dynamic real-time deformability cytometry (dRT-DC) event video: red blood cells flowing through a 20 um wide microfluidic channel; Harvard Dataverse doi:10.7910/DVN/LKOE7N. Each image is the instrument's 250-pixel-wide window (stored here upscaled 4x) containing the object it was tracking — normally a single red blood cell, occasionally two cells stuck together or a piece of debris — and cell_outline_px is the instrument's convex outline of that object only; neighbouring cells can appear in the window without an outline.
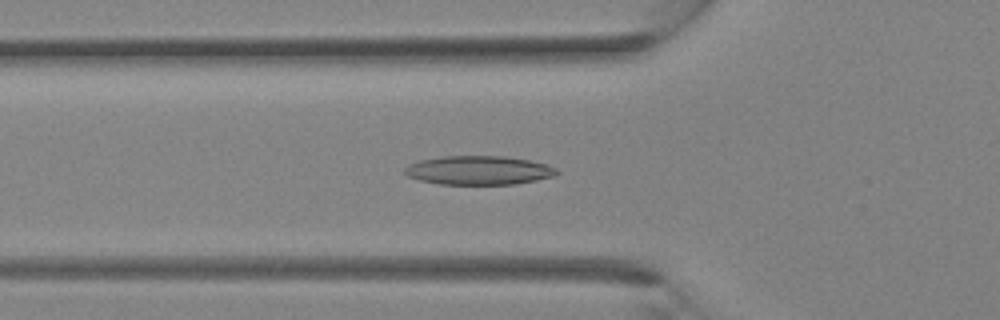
{"species": "Egyptian fruit bat (a non-hibernating species)", "species_latin": "Rousettus aegyptiacus", "temperature_condition": "room temperature", "stored_images_in_passage": 34, "camera_frame_rate_fps": 3000, "um_per_image_px": 0.085, "animal": {"sex": "female"}, "frame": {"image": 1, "passage_image": 11, "time_ms": 3.333, "image_size_px": [1000, 320], "cell_outline_px": [[560, 172], [556, 176], [516, 184], [440, 184], [420, 180], [408, 176], [404, 172], [404, 168], [408, 164], [420, 160], [444, 156], [504, 156], [532, 160], [556, 168]], "centroid_in_image_um": [40.71, 14.47], "position_along_channel_um": 85.1, "area_um2": 25.66}}
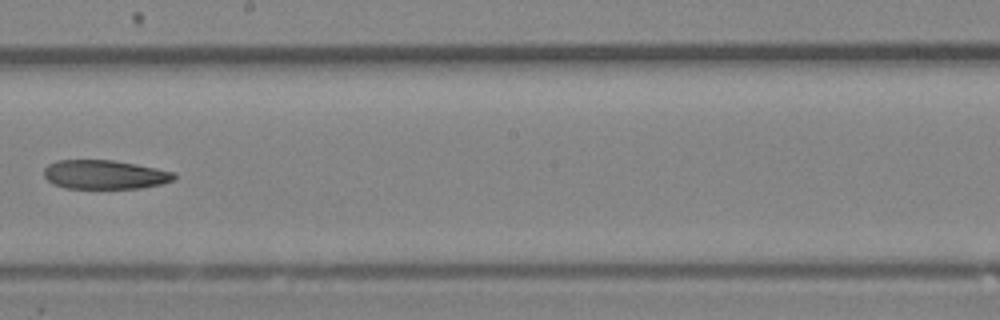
{"frame": {"image": 2, "passage_image": 19, "time_ms": 6.0, "image_size_px": [1000, 320], "cell_outline_px": [[176, 176], [172, 180], [160, 184], [140, 188], [64, 188], [52, 184], [44, 176], [44, 168], [48, 164], [56, 160], [112, 160], [136, 164], [176, 172]], "centroid_in_image_um": [8.87, 14.83], "position_along_channel_um": 239.3, "area_um2": 22.02}}
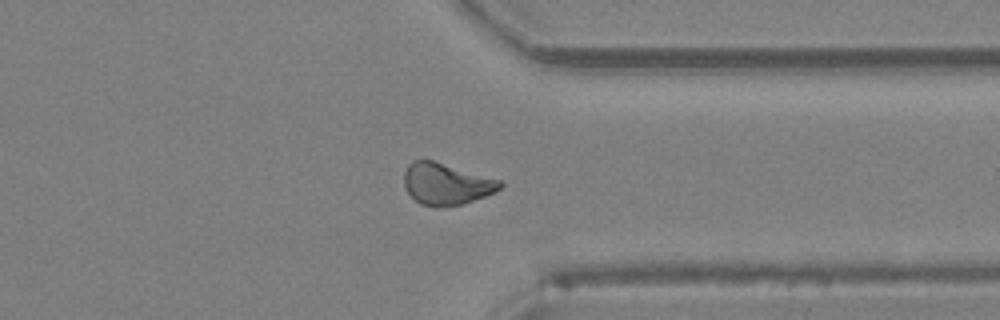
{"frame": {"image": 3, "passage_image": 26, "time_ms": 8.333, "image_size_px": [1000, 320], "cell_outline_px": [[504, 184], [496, 192], [460, 204], [420, 204], [404, 188], [404, 172], [408, 164], [412, 160], [432, 160], [504, 180]], "centroid_in_image_um": [37.96, 15.58], "position_along_channel_um": 373.4, "area_um2": 22.89}}